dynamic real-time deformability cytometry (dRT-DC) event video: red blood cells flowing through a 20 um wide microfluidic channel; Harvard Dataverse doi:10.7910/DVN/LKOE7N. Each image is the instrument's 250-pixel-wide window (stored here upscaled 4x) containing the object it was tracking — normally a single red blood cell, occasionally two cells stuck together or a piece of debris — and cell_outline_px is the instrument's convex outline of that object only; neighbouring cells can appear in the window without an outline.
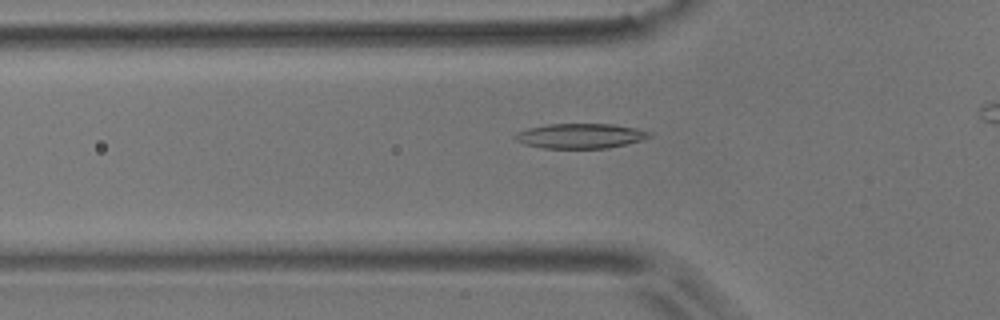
{"species": "common noctule bat (a hibernating species)", "species_latin": "Nyctalus noctula", "temperature_condition": "room temperature", "stored_images_in_passage": 22, "camera_frame_rate_fps": 3000, "um_per_image_px": 0.085, "animal": {"sex": "male", "body_mass_g": 17.9}, "frame": {"image": 1, "passage_image": 13, "time_ms": 4.0, "image_size_px": [1000, 320], "cell_outline_px": [[652, 136], [640, 140], [608, 148], [544, 148], [524, 144], [516, 140], [512, 136], [516, 132], [528, 128], [548, 124], [612, 124], [636, 128], [652, 132]], "centroid_in_image_um": [49.3, 11.55], "position_along_channel_um": 76.5, "area_um2": 19.42}}
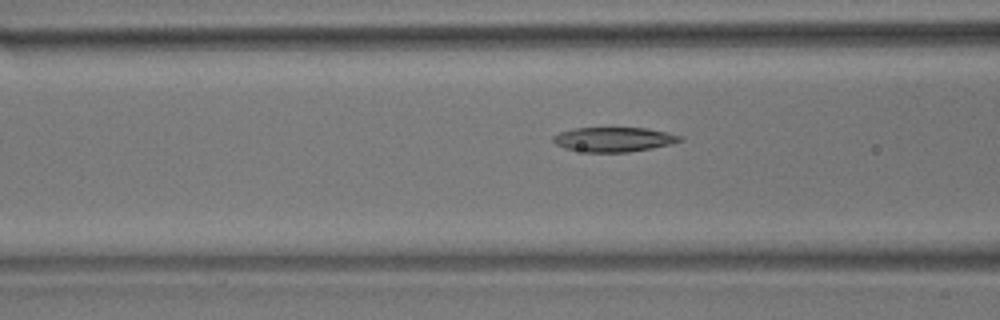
{"frame": {"image": 2, "passage_image": 16, "time_ms": 5.0, "image_size_px": [1000, 320], "cell_outline_px": [[684, 140], [672, 144], [652, 148], [628, 152], [588, 152], [564, 148], [556, 144], [552, 140], [552, 136], [560, 132], [576, 128], [648, 128], [668, 132], [684, 136]], "centroid_in_image_um": [52.23, 11.85], "position_along_channel_um": 114.4, "area_um2": 18.26}}
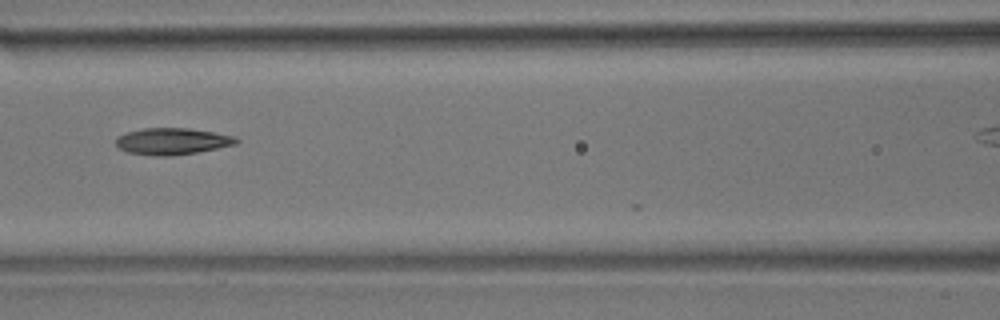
{"frame": {"image": 3, "passage_image": 19, "time_ms": 6.0, "image_size_px": [1000, 320], "cell_outline_px": [[240, 140], [236, 144], [196, 152], [172, 156], [156, 156], [128, 152], [120, 148], [116, 144], [116, 136], [128, 132], [144, 128], [188, 128], [236, 136]], "centroid_in_image_um": [14.64, 12.01], "position_along_channel_um": 152.0, "area_um2": 18.55}}